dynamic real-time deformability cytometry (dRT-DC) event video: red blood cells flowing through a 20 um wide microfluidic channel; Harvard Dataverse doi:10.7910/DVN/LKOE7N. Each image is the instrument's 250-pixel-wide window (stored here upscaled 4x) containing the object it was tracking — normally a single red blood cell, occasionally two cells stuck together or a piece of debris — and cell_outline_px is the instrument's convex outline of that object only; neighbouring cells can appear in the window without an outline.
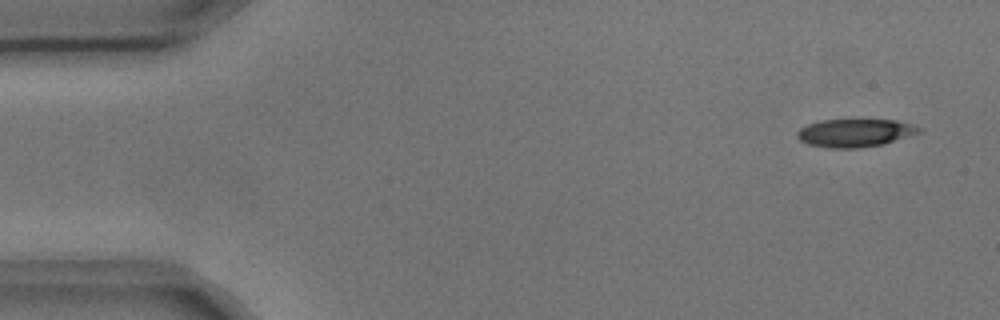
{"species": "common noctule bat (a hibernating species)", "species_latin": "Nyctalus noctula", "temperature_condition": "cold", "stored_images_in_passage": 3, "camera_frame_rate_fps": 3000, "um_per_image_px": 0.085, "animal": {"sex": "male", "body_mass_g": 17.9, "forearm_length_mm": 54.2}, "frame": {"image": 1, "passage_image": 1, "time_ms": 0.0, "image_size_px": [1000, 320], "cell_outline_px": [[920, 132], [884, 144], [860, 148], [828, 148], [808, 144], [800, 140], [796, 136], [796, 132], [800, 128], [808, 124], [824, 120], [860, 116], [896, 120], [912, 124], [920, 128]], "centroid_in_image_um": [72.67, 11.24], "position_along_channel_um": 12.3, "area_um2": 20.81}}